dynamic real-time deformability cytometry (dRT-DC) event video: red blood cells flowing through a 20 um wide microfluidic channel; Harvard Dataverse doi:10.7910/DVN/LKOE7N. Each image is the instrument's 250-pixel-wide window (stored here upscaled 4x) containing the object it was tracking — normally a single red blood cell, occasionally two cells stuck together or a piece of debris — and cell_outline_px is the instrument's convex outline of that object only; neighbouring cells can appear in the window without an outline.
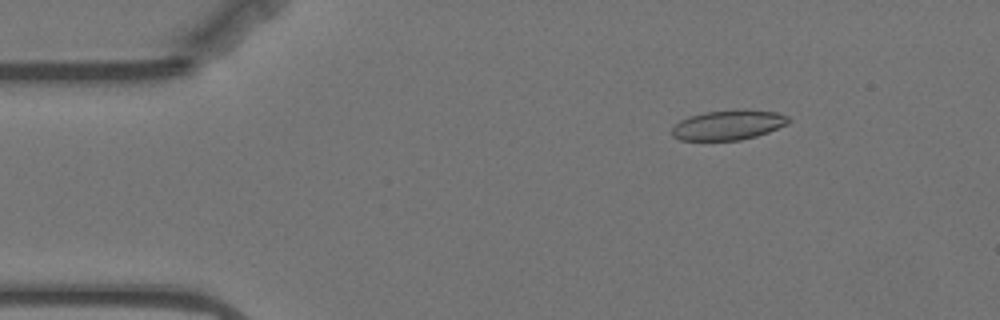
{"species": "Egyptian fruit bat (a non-hibernating species)", "species_latin": "Rousettus aegyptiacus", "temperature_condition": "warm", "stored_images_in_passage": 25, "camera_frame_rate_fps": 3000, "um_per_image_px": 0.085, "animal": {"sex": "female"}, "frame": {"image": 1, "passage_image": 3, "time_ms": 0.667, "image_size_px": [1000, 320], "cell_outline_px": [[788, 124], [768, 132], [756, 136], [740, 140], [680, 140], [672, 136], [672, 128], [680, 120], [688, 116], [704, 112], [744, 108], [748, 108], [776, 112], [788, 116]], "centroid_in_image_um": [61.91, 10.6], "position_along_channel_um": 23.1, "area_um2": 20.52}}
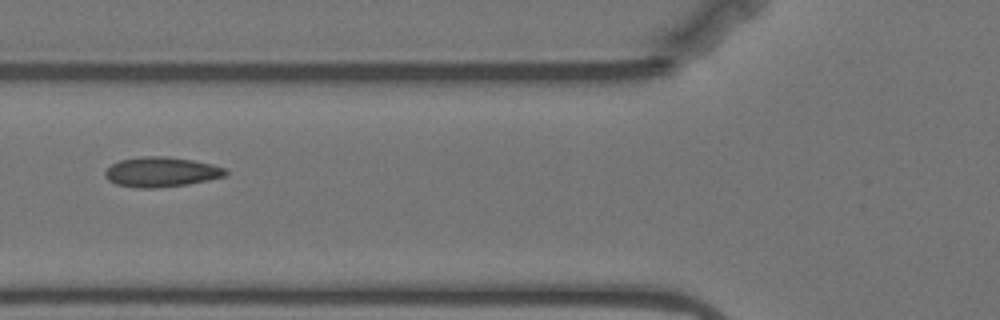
{"frame": {"image": 2, "passage_image": 16, "time_ms": 5.0, "image_size_px": [1000, 320], "cell_outline_px": [[228, 176], [188, 184], [156, 188], [136, 188], [116, 184], [108, 180], [104, 176], [104, 172], [112, 164], [120, 160], [140, 156], [168, 156], [192, 160], [212, 164], [224, 168], [228, 172]], "centroid_in_image_um": [13.71, 14.62], "position_along_channel_um": 112.1, "area_um2": 21.15}}
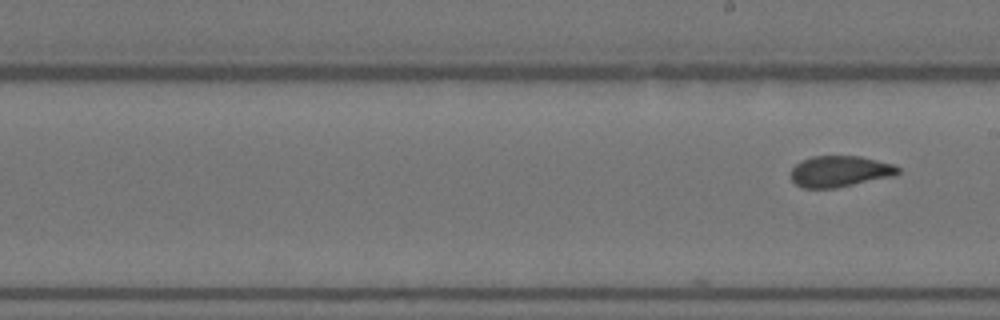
{"frame": {"image": 3, "passage_image": 25, "time_ms": 8.0, "image_size_px": [1000, 320], "cell_outline_px": [[900, 172], [896, 176], [836, 188], [804, 188], [796, 184], [788, 176], [792, 168], [800, 160], [812, 156], [860, 156], [892, 164], [900, 168]], "centroid_in_image_um": [71.37, 14.57], "position_along_channel_um": 217.6, "area_um2": 19.71}}